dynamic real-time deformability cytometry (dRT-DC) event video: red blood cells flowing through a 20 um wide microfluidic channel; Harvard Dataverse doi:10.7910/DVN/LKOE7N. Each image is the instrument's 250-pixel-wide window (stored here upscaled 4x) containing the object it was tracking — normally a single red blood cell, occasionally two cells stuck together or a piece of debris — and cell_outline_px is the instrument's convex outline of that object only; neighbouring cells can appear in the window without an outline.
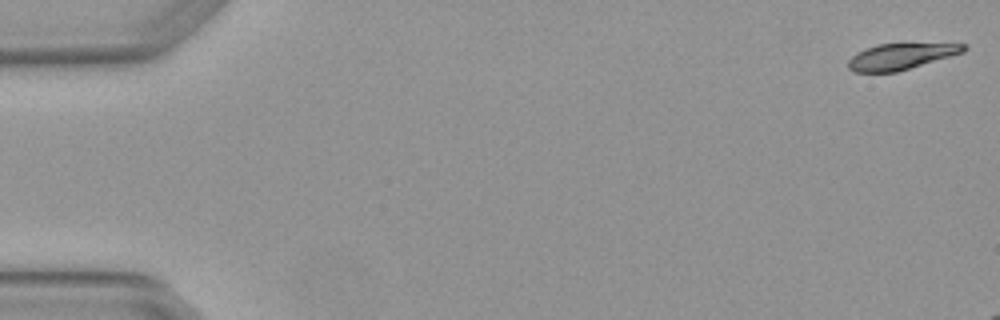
{"species": "Egyptian fruit bat (a non-hibernating species)", "species_latin": "Rousettus aegyptiacus", "temperature_condition": "warm", "stored_images_in_passage": 4, "camera_frame_rate_fps": 3000, "um_per_image_px": 0.085, "animal": {"sex": "female"}, "frame": {"image": 1, "passage_image": 1, "time_ms": 0.0, "image_size_px": [1000, 320], "cell_outline_px": [[968, 48], [964, 52], [896, 72], [852, 72], [848, 68], [848, 60], [856, 52], [880, 44], [968, 44]], "centroid_in_image_um": [76.55, 4.81], "position_along_channel_um": 8.4, "area_um2": 17.28}}